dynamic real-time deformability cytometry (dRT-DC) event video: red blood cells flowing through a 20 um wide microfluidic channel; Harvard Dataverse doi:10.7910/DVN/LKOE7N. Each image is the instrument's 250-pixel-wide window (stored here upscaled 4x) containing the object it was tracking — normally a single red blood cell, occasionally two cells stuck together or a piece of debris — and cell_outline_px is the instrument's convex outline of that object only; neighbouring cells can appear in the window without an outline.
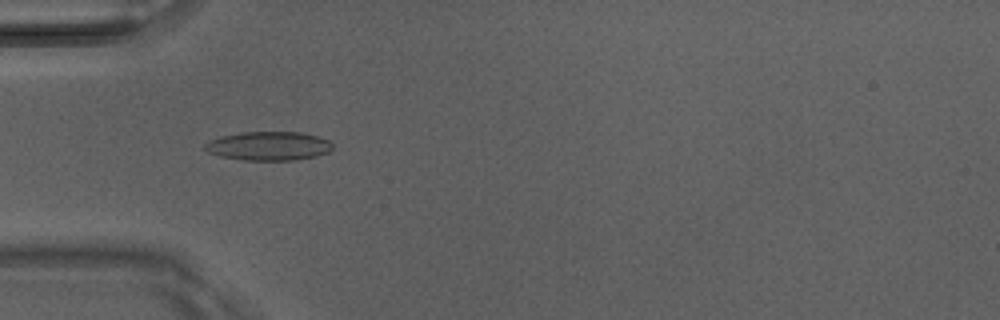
{"species": "Egyptian fruit bat (a non-hibernating species)", "species_latin": "Rousettus aegyptiacus", "temperature_condition": "room temperature", "stored_images_in_passage": 49, "camera_frame_rate_fps": 3000, "um_per_image_px": 0.085, "animal": {"sex": "male"}, "frame": {"image": 1, "passage_image": 15, "time_ms": 4.667, "image_size_px": [1000, 320], "cell_outline_px": [[332, 148], [328, 152], [316, 156], [296, 160], [244, 160], [220, 156], [208, 152], [204, 148], [204, 144], [208, 140], [240, 132], [300, 132], [316, 136], [328, 140], [332, 144]], "centroid_in_image_um": [22.82, 12.41], "position_along_channel_um": 62.2, "area_um2": 21.39}}
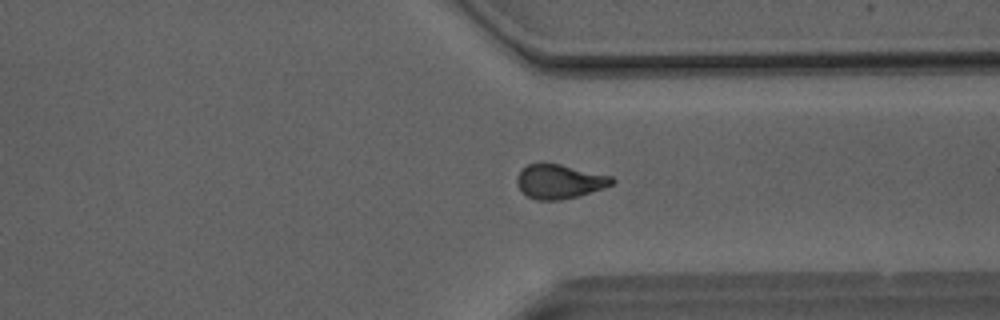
{"frame": {"image": 2, "passage_image": 37, "time_ms": 12.0, "image_size_px": [1000, 320], "cell_outline_px": [[616, 180], [612, 184], [604, 188], [576, 196], [560, 200], [536, 200], [528, 196], [516, 184], [516, 176], [528, 164], [544, 160], [612, 176]], "centroid_in_image_um": [47.54, 15.39], "position_along_channel_um": 363.9, "area_um2": 19.19}}
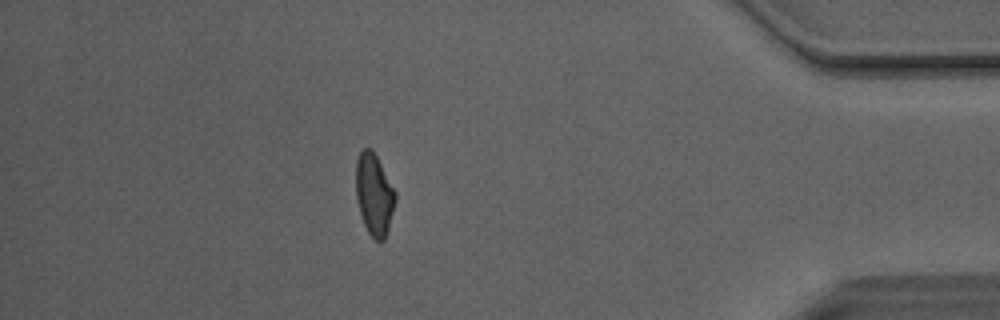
{"frame": {"image": 3, "passage_image": 43, "time_ms": 14.0, "image_size_px": [1000, 320], "cell_outline_px": [[396, 200], [388, 228], [384, 240], [380, 244], [368, 232], [364, 224], [360, 212], [356, 196], [356, 160], [360, 152], [364, 148], [372, 148], [396, 192]], "centroid_in_image_um": [31.8, 16.52], "position_along_channel_um": 403.4, "area_um2": 18.67}, "authors_computed_cell_mechanics": {"area_um2": 19.2474, "velocity_mm_per_s": 4.1429, "shape_relaxation_time_tau1_ms": 9.6283, "shape_relaxation_time_tau2_ms": 1.9127, "deformation_change_tau1": 0.2421, "deformation_change_tau2": 0.0871}}